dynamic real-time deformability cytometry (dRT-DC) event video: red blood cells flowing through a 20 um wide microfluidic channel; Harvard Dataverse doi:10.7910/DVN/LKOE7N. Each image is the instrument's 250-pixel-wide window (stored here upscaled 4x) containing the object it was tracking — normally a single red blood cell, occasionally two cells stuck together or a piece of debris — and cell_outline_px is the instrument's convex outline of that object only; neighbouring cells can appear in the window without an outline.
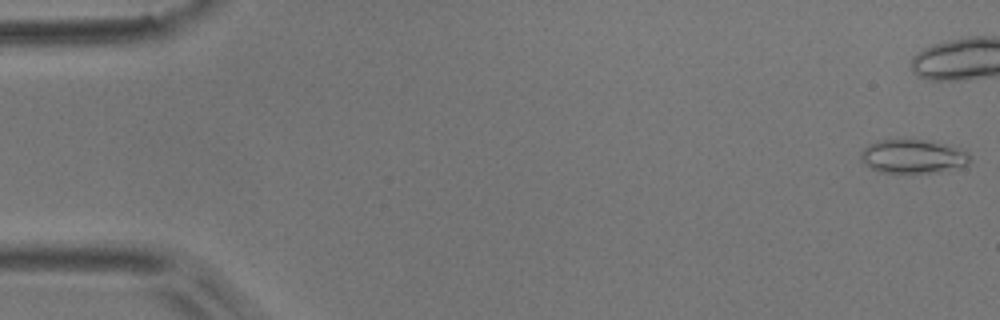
{"species": "common noctule bat (a hibernating species)", "species_latin": "Nyctalus noctula", "temperature_condition": "room temperature", "stored_images_in_passage": 6, "camera_frame_rate_fps": 3000, "um_per_image_px": 0.085, "animal": {"sex": "male", "body_mass_g": 17.9}, "frame": {"image": 1, "passage_image": 1, "time_ms": 0.0, "image_size_px": [1000, 320], "cell_outline_px": [[968, 164], [940, 172], [880, 172], [872, 168], [860, 160], [860, 152], [868, 144], [880, 140], [928, 140], [944, 144], [968, 152]], "centroid_in_image_um": [77.55, 13.29], "position_along_channel_um": 7.4, "area_um2": 21.1}}